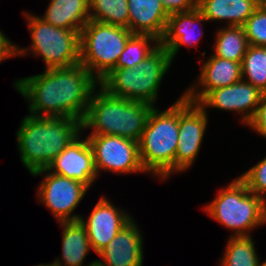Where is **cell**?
<instances>
[{
  "label": "cell",
  "mask_w": 266,
  "mask_h": 266,
  "mask_svg": "<svg viewBox=\"0 0 266 266\" xmlns=\"http://www.w3.org/2000/svg\"><path fill=\"white\" fill-rule=\"evenodd\" d=\"M98 81L80 63L49 68L42 74L18 79L14 88L28 100L30 115L83 121Z\"/></svg>",
  "instance_id": "6da1fadb"
},
{
  "label": "cell",
  "mask_w": 266,
  "mask_h": 266,
  "mask_svg": "<svg viewBox=\"0 0 266 266\" xmlns=\"http://www.w3.org/2000/svg\"><path fill=\"white\" fill-rule=\"evenodd\" d=\"M81 131L77 119L27 115L16 133L23 165L30 174L47 168Z\"/></svg>",
  "instance_id": "7a4b0ae2"
},
{
  "label": "cell",
  "mask_w": 266,
  "mask_h": 266,
  "mask_svg": "<svg viewBox=\"0 0 266 266\" xmlns=\"http://www.w3.org/2000/svg\"><path fill=\"white\" fill-rule=\"evenodd\" d=\"M93 90L81 128L91 134L111 135L139 142L153 105L109 95L99 87Z\"/></svg>",
  "instance_id": "3957f363"
},
{
  "label": "cell",
  "mask_w": 266,
  "mask_h": 266,
  "mask_svg": "<svg viewBox=\"0 0 266 266\" xmlns=\"http://www.w3.org/2000/svg\"><path fill=\"white\" fill-rule=\"evenodd\" d=\"M179 99L165 111L156 106L149 113L138 142L145 172L168 179L175 173V155L179 136Z\"/></svg>",
  "instance_id": "277c9868"
},
{
  "label": "cell",
  "mask_w": 266,
  "mask_h": 266,
  "mask_svg": "<svg viewBox=\"0 0 266 266\" xmlns=\"http://www.w3.org/2000/svg\"><path fill=\"white\" fill-rule=\"evenodd\" d=\"M172 62L168 50L159 45L134 68H114L98 83L109 95L155 107L160 84Z\"/></svg>",
  "instance_id": "5b68a950"
},
{
  "label": "cell",
  "mask_w": 266,
  "mask_h": 266,
  "mask_svg": "<svg viewBox=\"0 0 266 266\" xmlns=\"http://www.w3.org/2000/svg\"><path fill=\"white\" fill-rule=\"evenodd\" d=\"M204 208L211 218L235 230V237L250 236V230L266 224V201L249 191L240 177L220 190Z\"/></svg>",
  "instance_id": "8992f818"
},
{
  "label": "cell",
  "mask_w": 266,
  "mask_h": 266,
  "mask_svg": "<svg viewBox=\"0 0 266 266\" xmlns=\"http://www.w3.org/2000/svg\"><path fill=\"white\" fill-rule=\"evenodd\" d=\"M132 35L126 27L89 20L80 32V64L99 82L116 67Z\"/></svg>",
  "instance_id": "52a82bcc"
},
{
  "label": "cell",
  "mask_w": 266,
  "mask_h": 266,
  "mask_svg": "<svg viewBox=\"0 0 266 266\" xmlns=\"http://www.w3.org/2000/svg\"><path fill=\"white\" fill-rule=\"evenodd\" d=\"M32 38L34 56L44 59L46 69L71 67L80 63V33L55 27L37 15L24 12Z\"/></svg>",
  "instance_id": "ba28073f"
},
{
  "label": "cell",
  "mask_w": 266,
  "mask_h": 266,
  "mask_svg": "<svg viewBox=\"0 0 266 266\" xmlns=\"http://www.w3.org/2000/svg\"><path fill=\"white\" fill-rule=\"evenodd\" d=\"M97 175L102 170L112 173L145 172L139 155L138 142L111 135L89 134Z\"/></svg>",
  "instance_id": "9c48e42d"
},
{
  "label": "cell",
  "mask_w": 266,
  "mask_h": 266,
  "mask_svg": "<svg viewBox=\"0 0 266 266\" xmlns=\"http://www.w3.org/2000/svg\"><path fill=\"white\" fill-rule=\"evenodd\" d=\"M45 173L38 187L40 202L51 210L58 222L80 221L82 216L72 215L89 187L68 177L52 173L47 168L32 173L33 176Z\"/></svg>",
  "instance_id": "30bf717a"
},
{
  "label": "cell",
  "mask_w": 266,
  "mask_h": 266,
  "mask_svg": "<svg viewBox=\"0 0 266 266\" xmlns=\"http://www.w3.org/2000/svg\"><path fill=\"white\" fill-rule=\"evenodd\" d=\"M207 111L184 95L179 97V136L175 172H183L194 163L208 123Z\"/></svg>",
  "instance_id": "8fae6325"
},
{
  "label": "cell",
  "mask_w": 266,
  "mask_h": 266,
  "mask_svg": "<svg viewBox=\"0 0 266 266\" xmlns=\"http://www.w3.org/2000/svg\"><path fill=\"white\" fill-rule=\"evenodd\" d=\"M262 93L257 87L241 79L230 86L209 91L197 104L206 110L207 107L242 114L246 126L253 119L260 103Z\"/></svg>",
  "instance_id": "7c38bea8"
},
{
  "label": "cell",
  "mask_w": 266,
  "mask_h": 266,
  "mask_svg": "<svg viewBox=\"0 0 266 266\" xmlns=\"http://www.w3.org/2000/svg\"><path fill=\"white\" fill-rule=\"evenodd\" d=\"M78 135L70 144L52 161L47 169L69 179L80 181L87 187L97 179L94 166L93 151L88 139Z\"/></svg>",
  "instance_id": "4fadbf2b"
},
{
  "label": "cell",
  "mask_w": 266,
  "mask_h": 266,
  "mask_svg": "<svg viewBox=\"0 0 266 266\" xmlns=\"http://www.w3.org/2000/svg\"><path fill=\"white\" fill-rule=\"evenodd\" d=\"M133 218L119 210L106 198H100L88 220L80 218L86 227L91 248L98 254Z\"/></svg>",
  "instance_id": "5bb4252c"
},
{
  "label": "cell",
  "mask_w": 266,
  "mask_h": 266,
  "mask_svg": "<svg viewBox=\"0 0 266 266\" xmlns=\"http://www.w3.org/2000/svg\"><path fill=\"white\" fill-rule=\"evenodd\" d=\"M143 238L132 219L98 253L103 260H97L103 266H142Z\"/></svg>",
  "instance_id": "9a60e30c"
},
{
  "label": "cell",
  "mask_w": 266,
  "mask_h": 266,
  "mask_svg": "<svg viewBox=\"0 0 266 266\" xmlns=\"http://www.w3.org/2000/svg\"><path fill=\"white\" fill-rule=\"evenodd\" d=\"M200 73L196 84L202 88L201 91H197V85H191L183 94L193 103H198L213 89L230 86L243 79L241 63L223 59L213 54L204 62Z\"/></svg>",
  "instance_id": "2e32d148"
},
{
  "label": "cell",
  "mask_w": 266,
  "mask_h": 266,
  "mask_svg": "<svg viewBox=\"0 0 266 266\" xmlns=\"http://www.w3.org/2000/svg\"><path fill=\"white\" fill-rule=\"evenodd\" d=\"M128 10L129 30L133 34L161 40L169 17L161 0H128Z\"/></svg>",
  "instance_id": "e0dca14e"
},
{
  "label": "cell",
  "mask_w": 266,
  "mask_h": 266,
  "mask_svg": "<svg viewBox=\"0 0 266 266\" xmlns=\"http://www.w3.org/2000/svg\"><path fill=\"white\" fill-rule=\"evenodd\" d=\"M207 22V19L201 14L198 8L189 11L170 14L167 19V24L163 37L160 40V46L168 50L171 59L173 60L182 45L195 46L198 44L196 38V24L201 25V22ZM197 32V31H196ZM200 32V31H199ZM202 36L203 32H200Z\"/></svg>",
  "instance_id": "ac0fdd59"
},
{
  "label": "cell",
  "mask_w": 266,
  "mask_h": 266,
  "mask_svg": "<svg viewBox=\"0 0 266 266\" xmlns=\"http://www.w3.org/2000/svg\"><path fill=\"white\" fill-rule=\"evenodd\" d=\"M258 7V0H198L197 8L208 21L227 20L229 26H243Z\"/></svg>",
  "instance_id": "d6986e66"
},
{
  "label": "cell",
  "mask_w": 266,
  "mask_h": 266,
  "mask_svg": "<svg viewBox=\"0 0 266 266\" xmlns=\"http://www.w3.org/2000/svg\"><path fill=\"white\" fill-rule=\"evenodd\" d=\"M89 12V0H51L40 18L55 27L80 33L90 20Z\"/></svg>",
  "instance_id": "ffe728a7"
},
{
  "label": "cell",
  "mask_w": 266,
  "mask_h": 266,
  "mask_svg": "<svg viewBox=\"0 0 266 266\" xmlns=\"http://www.w3.org/2000/svg\"><path fill=\"white\" fill-rule=\"evenodd\" d=\"M62 231V259L52 266H82L91 249L86 227L80 221L60 222ZM63 262V263H62Z\"/></svg>",
  "instance_id": "44dd1931"
},
{
  "label": "cell",
  "mask_w": 266,
  "mask_h": 266,
  "mask_svg": "<svg viewBox=\"0 0 266 266\" xmlns=\"http://www.w3.org/2000/svg\"><path fill=\"white\" fill-rule=\"evenodd\" d=\"M214 45V56L242 62L249 47L243 26H228L218 29Z\"/></svg>",
  "instance_id": "7402d4cb"
},
{
  "label": "cell",
  "mask_w": 266,
  "mask_h": 266,
  "mask_svg": "<svg viewBox=\"0 0 266 266\" xmlns=\"http://www.w3.org/2000/svg\"><path fill=\"white\" fill-rule=\"evenodd\" d=\"M90 20L129 29L128 0H89Z\"/></svg>",
  "instance_id": "603a6c76"
},
{
  "label": "cell",
  "mask_w": 266,
  "mask_h": 266,
  "mask_svg": "<svg viewBox=\"0 0 266 266\" xmlns=\"http://www.w3.org/2000/svg\"><path fill=\"white\" fill-rule=\"evenodd\" d=\"M250 236H230L220 266H259L260 261Z\"/></svg>",
  "instance_id": "cb8c5ba5"
},
{
  "label": "cell",
  "mask_w": 266,
  "mask_h": 266,
  "mask_svg": "<svg viewBox=\"0 0 266 266\" xmlns=\"http://www.w3.org/2000/svg\"><path fill=\"white\" fill-rule=\"evenodd\" d=\"M159 43L160 41L153 36L133 34L120 54L115 68H134L153 53L159 47Z\"/></svg>",
  "instance_id": "d4e9b609"
},
{
  "label": "cell",
  "mask_w": 266,
  "mask_h": 266,
  "mask_svg": "<svg viewBox=\"0 0 266 266\" xmlns=\"http://www.w3.org/2000/svg\"><path fill=\"white\" fill-rule=\"evenodd\" d=\"M241 69L243 80L266 92V47L249 45Z\"/></svg>",
  "instance_id": "484cf974"
},
{
  "label": "cell",
  "mask_w": 266,
  "mask_h": 266,
  "mask_svg": "<svg viewBox=\"0 0 266 266\" xmlns=\"http://www.w3.org/2000/svg\"><path fill=\"white\" fill-rule=\"evenodd\" d=\"M243 28L249 45L266 47V9L258 6Z\"/></svg>",
  "instance_id": "4316f807"
},
{
  "label": "cell",
  "mask_w": 266,
  "mask_h": 266,
  "mask_svg": "<svg viewBox=\"0 0 266 266\" xmlns=\"http://www.w3.org/2000/svg\"><path fill=\"white\" fill-rule=\"evenodd\" d=\"M239 177L247 184L249 191L266 201V157Z\"/></svg>",
  "instance_id": "83f0119b"
},
{
  "label": "cell",
  "mask_w": 266,
  "mask_h": 266,
  "mask_svg": "<svg viewBox=\"0 0 266 266\" xmlns=\"http://www.w3.org/2000/svg\"><path fill=\"white\" fill-rule=\"evenodd\" d=\"M248 126L266 138V92L262 93L256 113Z\"/></svg>",
  "instance_id": "f1b7e54d"
},
{
  "label": "cell",
  "mask_w": 266,
  "mask_h": 266,
  "mask_svg": "<svg viewBox=\"0 0 266 266\" xmlns=\"http://www.w3.org/2000/svg\"><path fill=\"white\" fill-rule=\"evenodd\" d=\"M168 15L189 12L197 8L198 0H161Z\"/></svg>",
  "instance_id": "f546056e"
},
{
  "label": "cell",
  "mask_w": 266,
  "mask_h": 266,
  "mask_svg": "<svg viewBox=\"0 0 266 266\" xmlns=\"http://www.w3.org/2000/svg\"><path fill=\"white\" fill-rule=\"evenodd\" d=\"M30 51L28 48H20L11 41L0 31V63L10 57L25 55Z\"/></svg>",
  "instance_id": "4dcf8cb0"
},
{
  "label": "cell",
  "mask_w": 266,
  "mask_h": 266,
  "mask_svg": "<svg viewBox=\"0 0 266 266\" xmlns=\"http://www.w3.org/2000/svg\"><path fill=\"white\" fill-rule=\"evenodd\" d=\"M258 6L266 9V0H258Z\"/></svg>",
  "instance_id": "1f68e13d"
},
{
  "label": "cell",
  "mask_w": 266,
  "mask_h": 266,
  "mask_svg": "<svg viewBox=\"0 0 266 266\" xmlns=\"http://www.w3.org/2000/svg\"><path fill=\"white\" fill-rule=\"evenodd\" d=\"M87 266H103V265H101L97 260H95V261L90 262V264Z\"/></svg>",
  "instance_id": "d6a6232c"
},
{
  "label": "cell",
  "mask_w": 266,
  "mask_h": 266,
  "mask_svg": "<svg viewBox=\"0 0 266 266\" xmlns=\"http://www.w3.org/2000/svg\"><path fill=\"white\" fill-rule=\"evenodd\" d=\"M37 266H52V264L51 263L50 264H39Z\"/></svg>",
  "instance_id": "836d02e7"
},
{
  "label": "cell",
  "mask_w": 266,
  "mask_h": 266,
  "mask_svg": "<svg viewBox=\"0 0 266 266\" xmlns=\"http://www.w3.org/2000/svg\"><path fill=\"white\" fill-rule=\"evenodd\" d=\"M259 266H266V260L263 263H260Z\"/></svg>",
  "instance_id": "e575fe53"
}]
</instances>
